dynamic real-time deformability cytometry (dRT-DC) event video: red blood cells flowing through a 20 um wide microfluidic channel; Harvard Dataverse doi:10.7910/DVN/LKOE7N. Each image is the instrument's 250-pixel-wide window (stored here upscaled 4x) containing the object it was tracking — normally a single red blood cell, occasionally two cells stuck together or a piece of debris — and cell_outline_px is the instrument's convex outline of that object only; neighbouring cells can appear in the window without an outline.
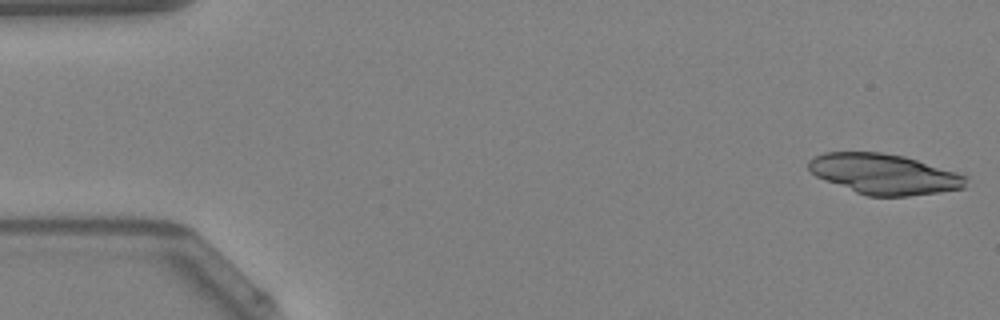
{"species": "Egyptian fruit bat (a non-hibernating species)", "species_latin": "Rousettus aegyptiacus", "temperature_condition": "warm", "stored_images_in_passage": 15, "camera_frame_rate_fps": 3000, "um_per_image_px": 0.085, "animal": {"sex": "female"}, "frame": {"image": 1, "passage_image": 1, "time_ms": 0.0, "image_size_px": [1000, 320], "cell_outline_px": [[968, 176], [964, 188], [940, 192], [908, 196], [868, 196], [856, 192], [816, 176], [808, 168], [808, 160], [824, 152], [880, 152], [904, 156], [956, 172]], "centroid_in_image_um": [75.16, 14.79], "position_along_channel_um": 9.8, "area_um2": 36.7}}